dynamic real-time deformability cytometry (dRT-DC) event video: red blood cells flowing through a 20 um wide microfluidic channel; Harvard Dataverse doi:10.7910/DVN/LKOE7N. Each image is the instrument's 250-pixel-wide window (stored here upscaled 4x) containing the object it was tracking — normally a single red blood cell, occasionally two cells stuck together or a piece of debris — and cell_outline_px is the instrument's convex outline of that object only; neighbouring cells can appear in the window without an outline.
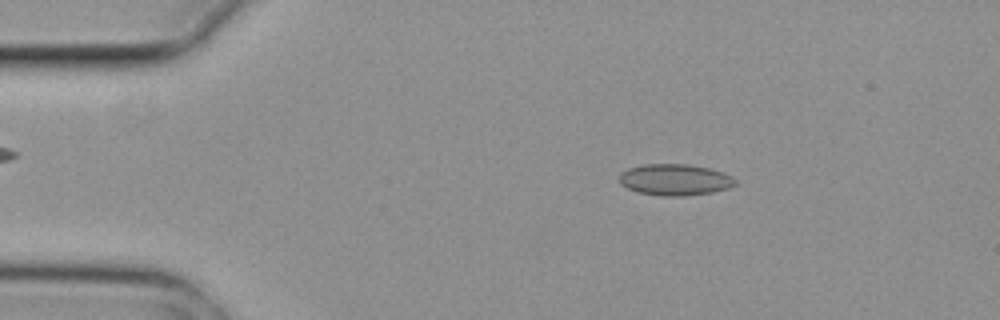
{"species": "common noctule bat (a hibernating species)", "species_latin": "Nyctalus noctula", "temperature_condition": "cold", "stored_images_in_passage": 4, "camera_frame_rate_fps": 3000, "um_per_image_px": 0.085, "animal": {"sex": "female", "body_mass_g": 29.2, "forearm_length_mm": 56.3}, "frame": {"image": 1, "passage_image": 1, "time_ms": 0.0, "image_size_px": [1000, 320], "cell_outline_px": [[736, 184], [728, 188], [712, 192], [684, 196], [660, 196], [640, 192], [628, 188], [620, 184], [620, 172], [628, 168], [644, 164], [688, 164], [708, 168], [732, 176], [736, 180]], "centroid_in_image_um": [57.35, 15.27], "position_along_channel_um": 27.6, "area_um2": 21.1}}
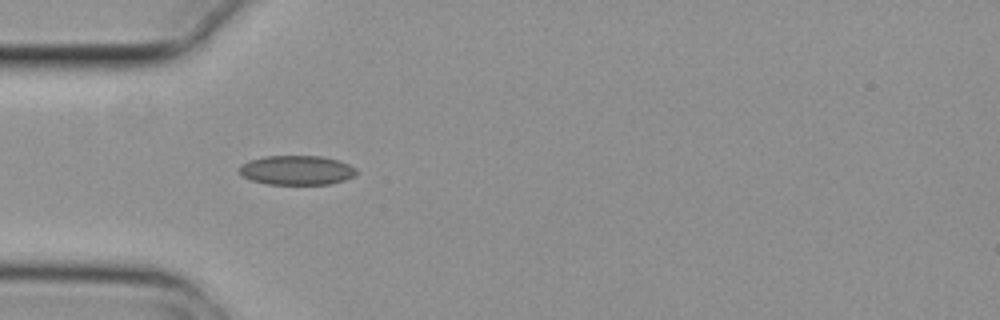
{"frame": {"image": 2, "passage_image": 3, "time_ms": 0.667, "image_size_px": [1000, 320], "cell_outline_px": [[356, 172], [352, 176], [344, 180], [328, 184], [268, 184], [252, 180], [244, 176], [240, 172], [240, 164], [248, 160], [264, 156], [320, 156], [336, 160], [348, 164], [356, 168]], "centroid_in_image_um": [25.19, 14.46], "position_along_channel_um": 59.8, "area_um2": 19.83}}
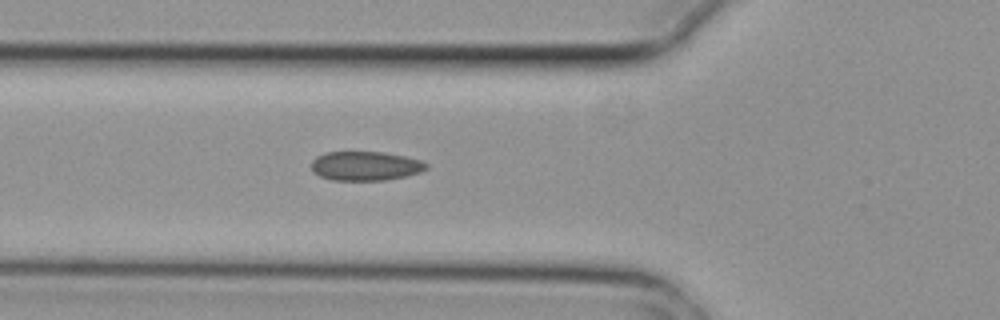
{"frame": {"image": 3, "passage_image": 4, "time_ms": 1.0, "image_size_px": [1000, 320], "cell_outline_px": [[428, 168], [420, 172], [408, 176], [384, 180], [332, 180], [320, 176], [312, 172], [312, 160], [316, 156], [324, 152], [384, 152], [404, 156], [420, 160], [428, 164]], "centroid_in_image_um": [31.05, 14.1], "position_along_channel_um": 94.7, "area_um2": 19.65}}